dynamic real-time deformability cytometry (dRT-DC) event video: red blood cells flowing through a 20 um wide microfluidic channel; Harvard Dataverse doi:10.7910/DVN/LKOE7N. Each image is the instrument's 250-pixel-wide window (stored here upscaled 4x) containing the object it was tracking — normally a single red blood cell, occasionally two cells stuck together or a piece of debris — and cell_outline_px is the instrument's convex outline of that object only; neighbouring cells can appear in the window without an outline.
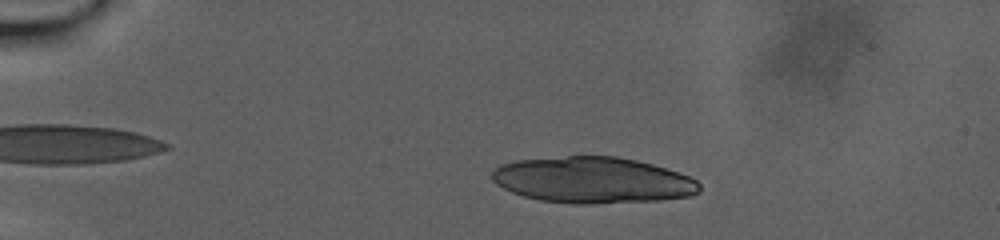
{"species": "human", "species_latin": "Homo sapiens", "temperature_condition": "warm", "stored_images_in_passage": 39, "camera_frame_rate_fps": 3000, "um_per_image_px": 0.085, "donor": {"sex": "male"}, "frame": {"image": 1, "passage_image": 22, "time_ms": 7.0, "image_size_px": [1000, 240], "cell_outline_px": [[700, 192], [688, 196], [660, 200], [588, 204], [572, 204], [540, 200], [524, 196], [512, 192], [496, 184], [492, 180], [492, 172], [500, 164], [516, 160], [568, 156], [616, 156], [636, 160], [652, 164], [688, 176], [696, 180], [700, 184]], "centroid_in_image_um": [50.36, 15.31], "position_along_channel_um": 34.6, "area_um2": 55.72}}